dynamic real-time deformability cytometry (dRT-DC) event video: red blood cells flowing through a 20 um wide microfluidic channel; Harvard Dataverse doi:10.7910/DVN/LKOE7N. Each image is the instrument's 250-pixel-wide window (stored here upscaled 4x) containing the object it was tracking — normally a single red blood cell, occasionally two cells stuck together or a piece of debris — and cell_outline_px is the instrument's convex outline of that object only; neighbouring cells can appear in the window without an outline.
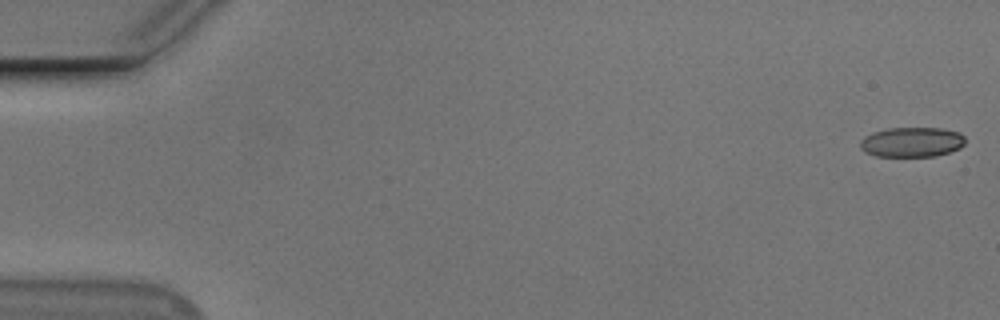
{"species": "Egyptian fruit bat (a non-hibernating species)", "species_latin": "Rousettus aegyptiacus", "temperature_condition": "cold", "stored_images_in_passage": 55, "camera_frame_rate_fps": 3000, "um_per_image_px": 0.085, "animal": {"sex": "male"}, "frame": {"image": 1, "passage_image": 1, "time_ms": 0.0, "image_size_px": [1000, 320], "cell_outline_px": [[964, 144], [960, 148], [936, 156], [876, 156], [864, 152], [860, 148], [860, 140], [864, 136], [888, 128], [940, 128], [960, 132], [964, 136]], "centroid_in_image_um": [77.5, 12.08], "position_along_channel_um": 7.5, "area_um2": 18.26}}
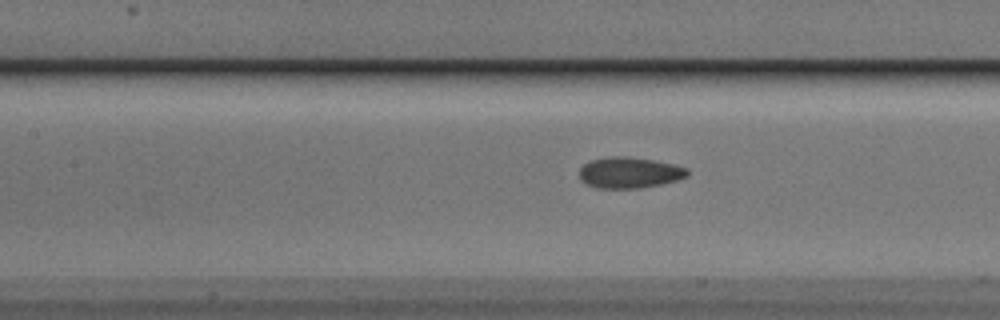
{"frame": {"image": 2, "passage_image": 25, "time_ms": 8.0, "image_size_px": [1000, 320], "cell_outline_px": [[688, 176], [676, 180], [660, 184], [640, 188], [600, 188], [588, 184], [580, 180], [580, 168], [584, 164], [592, 160], [612, 156], [624, 156], [652, 160], [672, 164], [688, 168]], "centroid_in_image_um": [53.5, 14.67], "position_along_channel_um": 153.9, "area_um2": 19.25}}
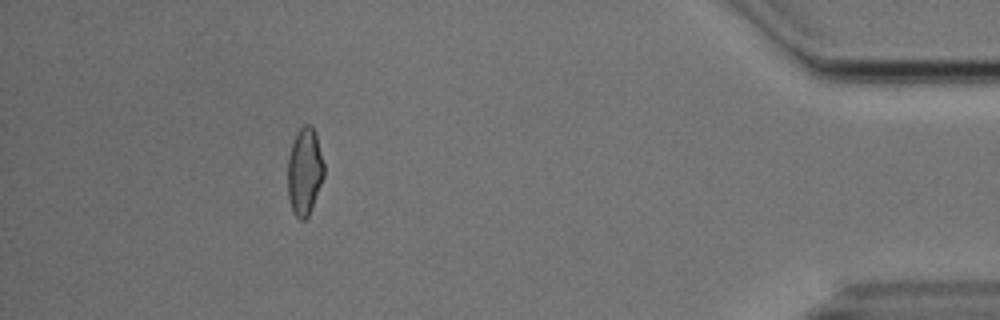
{"frame": {"image": 3, "passage_image": 50, "time_ms": 16.333, "image_size_px": [1000, 320], "cell_outline_px": [[324, 176], [312, 208], [308, 216], [304, 220], [300, 220], [292, 212], [288, 200], [288, 156], [296, 132], [304, 124], [312, 124], [316, 132], [324, 164]], "centroid_in_image_um": [25.89, 14.56], "position_along_channel_um": 409.3, "area_um2": 18.73}, "authors_computed_cell_mechanics": {"area_um2": 19.1896, "velocity_mm_per_s": 3.7181, "shape_relaxation_time_tau1_ms": 6.4775, "shape_relaxation_time_tau2_ms": 1.8633, "deformation_change_tau1": 0.149, "deformation_change_tau2": 0.0714}}